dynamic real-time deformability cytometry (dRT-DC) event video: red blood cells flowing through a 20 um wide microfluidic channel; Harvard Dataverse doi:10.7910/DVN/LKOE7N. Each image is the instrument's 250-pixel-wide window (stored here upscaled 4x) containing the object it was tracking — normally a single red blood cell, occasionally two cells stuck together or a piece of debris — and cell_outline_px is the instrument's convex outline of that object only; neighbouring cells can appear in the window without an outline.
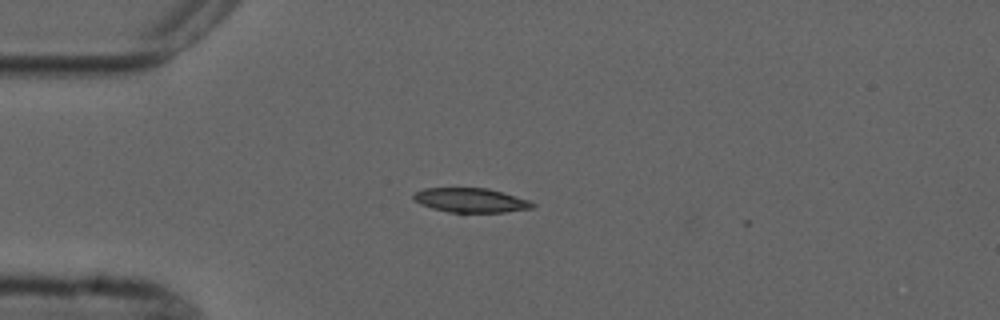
{"species": "common noctule bat (a hibernating species)", "species_latin": "Nyctalus noctula", "temperature_condition": "cold", "stored_images_in_passage": 1, "camera_frame_rate_fps": 3000, "um_per_image_px": 0.085, "animal": {"sex": "male", "forearm_length_mm": 52.5}, "frame": {"image": 1, "passage_image": 1, "time_ms": 0.0, "image_size_px": [1000, 320], "cell_outline_px": [[536, 204], [532, 208], [504, 212], [448, 212], [432, 208], [420, 204], [412, 196], [416, 192], [424, 188], [488, 188], [528, 200]], "centroid_in_image_um": [40.0, 17.02], "position_along_channel_um": 45.0, "area_um2": 16.65}}